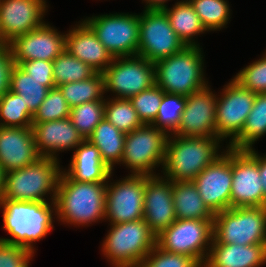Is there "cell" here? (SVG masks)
I'll return each mask as SVG.
<instances>
[{"instance_id":"obj_28","label":"cell","mask_w":266,"mask_h":267,"mask_svg":"<svg viewBox=\"0 0 266 267\" xmlns=\"http://www.w3.org/2000/svg\"><path fill=\"white\" fill-rule=\"evenodd\" d=\"M163 11L174 32L186 46H200L194 38L207 31L188 0H177L171 8L167 7Z\"/></svg>"},{"instance_id":"obj_48","label":"cell","mask_w":266,"mask_h":267,"mask_svg":"<svg viewBox=\"0 0 266 267\" xmlns=\"http://www.w3.org/2000/svg\"><path fill=\"white\" fill-rule=\"evenodd\" d=\"M4 44V42L1 40V37H0V45Z\"/></svg>"},{"instance_id":"obj_13","label":"cell","mask_w":266,"mask_h":267,"mask_svg":"<svg viewBox=\"0 0 266 267\" xmlns=\"http://www.w3.org/2000/svg\"><path fill=\"white\" fill-rule=\"evenodd\" d=\"M112 174L113 171L107 179L105 222L118 224L143 219L145 175L129 173L123 179L111 182Z\"/></svg>"},{"instance_id":"obj_14","label":"cell","mask_w":266,"mask_h":267,"mask_svg":"<svg viewBox=\"0 0 266 267\" xmlns=\"http://www.w3.org/2000/svg\"><path fill=\"white\" fill-rule=\"evenodd\" d=\"M217 96V138L222 142L229 138L230 144L241 132L252 110L256 93L241 86L234 79L223 86Z\"/></svg>"},{"instance_id":"obj_29","label":"cell","mask_w":266,"mask_h":267,"mask_svg":"<svg viewBox=\"0 0 266 267\" xmlns=\"http://www.w3.org/2000/svg\"><path fill=\"white\" fill-rule=\"evenodd\" d=\"M266 135V93L256 94L251 112L242 132L227 147L237 150L253 148L255 142Z\"/></svg>"},{"instance_id":"obj_21","label":"cell","mask_w":266,"mask_h":267,"mask_svg":"<svg viewBox=\"0 0 266 267\" xmlns=\"http://www.w3.org/2000/svg\"><path fill=\"white\" fill-rule=\"evenodd\" d=\"M31 128L40 157L59 160L58 152L71 149L74 151L85 140L69 117L61 120L32 123Z\"/></svg>"},{"instance_id":"obj_27","label":"cell","mask_w":266,"mask_h":267,"mask_svg":"<svg viewBox=\"0 0 266 267\" xmlns=\"http://www.w3.org/2000/svg\"><path fill=\"white\" fill-rule=\"evenodd\" d=\"M126 134L104 118L87 138L99 150L102 161L114 171L121 163Z\"/></svg>"},{"instance_id":"obj_34","label":"cell","mask_w":266,"mask_h":267,"mask_svg":"<svg viewBox=\"0 0 266 267\" xmlns=\"http://www.w3.org/2000/svg\"><path fill=\"white\" fill-rule=\"evenodd\" d=\"M33 114L20 95L8 90L0 98V127H32Z\"/></svg>"},{"instance_id":"obj_33","label":"cell","mask_w":266,"mask_h":267,"mask_svg":"<svg viewBox=\"0 0 266 267\" xmlns=\"http://www.w3.org/2000/svg\"><path fill=\"white\" fill-rule=\"evenodd\" d=\"M206 31H220L226 28L231 19L227 0H188Z\"/></svg>"},{"instance_id":"obj_23","label":"cell","mask_w":266,"mask_h":267,"mask_svg":"<svg viewBox=\"0 0 266 267\" xmlns=\"http://www.w3.org/2000/svg\"><path fill=\"white\" fill-rule=\"evenodd\" d=\"M65 49L85 62L96 72L102 73L113 61L112 55L96 37L92 29L81 19L66 32Z\"/></svg>"},{"instance_id":"obj_6","label":"cell","mask_w":266,"mask_h":267,"mask_svg":"<svg viewBox=\"0 0 266 267\" xmlns=\"http://www.w3.org/2000/svg\"><path fill=\"white\" fill-rule=\"evenodd\" d=\"M109 225L101 251L112 267H138L156 246V235L144 219Z\"/></svg>"},{"instance_id":"obj_39","label":"cell","mask_w":266,"mask_h":267,"mask_svg":"<svg viewBox=\"0 0 266 267\" xmlns=\"http://www.w3.org/2000/svg\"><path fill=\"white\" fill-rule=\"evenodd\" d=\"M164 93L165 92L155 84L151 88L143 90L129 99L143 124L149 125L155 121Z\"/></svg>"},{"instance_id":"obj_47","label":"cell","mask_w":266,"mask_h":267,"mask_svg":"<svg viewBox=\"0 0 266 267\" xmlns=\"http://www.w3.org/2000/svg\"><path fill=\"white\" fill-rule=\"evenodd\" d=\"M4 176H5V172L0 166V201L2 199V194H3Z\"/></svg>"},{"instance_id":"obj_45","label":"cell","mask_w":266,"mask_h":267,"mask_svg":"<svg viewBox=\"0 0 266 267\" xmlns=\"http://www.w3.org/2000/svg\"><path fill=\"white\" fill-rule=\"evenodd\" d=\"M259 173L260 180L263 185L264 207H266V155L259 154Z\"/></svg>"},{"instance_id":"obj_36","label":"cell","mask_w":266,"mask_h":267,"mask_svg":"<svg viewBox=\"0 0 266 267\" xmlns=\"http://www.w3.org/2000/svg\"><path fill=\"white\" fill-rule=\"evenodd\" d=\"M105 99L85 102L71 108L69 118L78 132L87 139L104 119Z\"/></svg>"},{"instance_id":"obj_30","label":"cell","mask_w":266,"mask_h":267,"mask_svg":"<svg viewBox=\"0 0 266 267\" xmlns=\"http://www.w3.org/2000/svg\"><path fill=\"white\" fill-rule=\"evenodd\" d=\"M49 90L48 87L41 84V81L32 78L18 64L13 66L10 73V91L21 96L33 115L45 100Z\"/></svg>"},{"instance_id":"obj_24","label":"cell","mask_w":266,"mask_h":267,"mask_svg":"<svg viewBox=\"0 0 266 267\" xmlns=\"http://www.w3.org/2000/svg\"><path fill=\"white\" fill-rule=\"evenodd\" d=\"M266 263V244L237 245L212 240L202 267H260Z\"/></svg>"},{"instance_id":"obj_31","label":"cell","mask_w":266,"mask_h":267,"mask_svg":"<svg viewBox=\"0 0 266 267\" xmlns=\"http://www.w3.org/2000/svg\"><path fill=\"white\" fill-rule=\"evenodd\" d=\"M66 102L73 108L85 102L106 99L104 76L96 72L92 77L83 81L70 82L58 86Z\"/></svg>"},{"instance_id":"obj_43","label":"cell","mask_w":266,"mask_h":267,"mask_svg":"<svg viewBox=\"0 0 266 267\" xmlns=\"http://www.w3.org/2000/svg\"><path fill=\"white\" fill-rule=\"evenodd\" d=\"M32 78L49 89L56 88L53 78V61L30 60L18 64Z\"/></svg>"},{"instance_id":"obj_8","label":"cell","mask_w":266,"mask_h":267,"mask_svg":"<svg viewBox=\"0 0 266 267\" xmlns=\"http://www.w3.org/2000/svg\"><path fill=\"white\" fill-rule=\"evenodd\" d=\"M167 138L164 130L151 124L128 132L120 164L132 175H156V167L164 165Z\"/></svg>"},{"instance_id":"obj_26","label":"cell","mask_w":266,"mask_h":267,"mask_svg":"<svg viewBox=\"0 0 266 267\" xmlns=\"http://www.w3.org/2000/svg\"><path fill=\"white\" fill-rule=\"evenodd\" d=\"M172 195L176 219H214L193 181H172Z\"/></svg>"},{"instance_id":"obj_11","label":"cell","mask_w":266,"mask_h":267,"mask_svg":"<svg viewBox=\"0 0 266 267\" xmlns=\"http://www.w3.org/2000/svg\"><path fill=\"white\" fill-rule=\"evenodd\" d=\"M102 74L112 98L130 99L156 84L155 64L141 56L116 57Z\"/></svg>"},{"instance_id":"obj_4","label":"cell","mask_w":266,"mask_h":267,"mask_svg":"<svg viewBox=\"0 0 266 267\" xmlns=\"http://www.w3.org/2000/svg\"><path fill=\"white\" fill-rule=\"evenodd\" d=\"M61 172L60 161L50 157H40L24 168L6 172L2 199L55 202ZM49 194L50 200L47 197Z\"/></svg>"},{"instance_id":"obj_17","label":"cell","mask_w":266,"mask_h":267,"mask_svg":"<svg viewBox=\"0 0 266 267\" xmlns=\"http://www.w3.org/2000/svg\"><path fill=\"white\" fill-rule=\"evenodd\" d=\"M207 85L186 97L178 128L172 133L184 137H217V94Z\"/></svg>"},{"instance_id":"obj_25","label":"cell","mask_w":266,"mask_h":267,"mask_svg":"<svg viewBox=\"0 0 266 267\" xmlns=\"http://www.w3.org/2000/svg\"><path fill=\"white\" fill-rule=\"evenodd\" d=\"M72 153L68 169L62 168L69 178L79 182H107L112 170L102 161L99 150L89 140L85 139Z\"/></svg>"},{"instance_id":"obj_38","label":"cell","mask_w":266,"mask_h":267,"mask_svg":"<svg viewBox=\"0 0 266 267\" xmlns=\"http://www.w3.org/2000/svg\"><path fill=\"white\" fill-rule=\"evenodd\" d=\"M71 108L58 87L48 91L45 100L34 113L32 123L61 120L68 118Z\"/></svg>"},{"instance_id":"obj_37","label":"cell","mask_w":266,"mask_h":267,"mask_svg":"<svg viewBox=\"0 0 266 267\" xmlns=\"http://www.w3.org/2000/svg\"><path fill=\"white\" fill-rule=\"evenodd\" d=\"M185 105V96L164 93L157 117L151 125L164 130L168 135L172 134L178 128Z\"/></svg>"},{"instance_id":"obj_41","label":"cell","mask_w":266,"mask_h":267,"mask_svg":"<svg viewBox=\"0 0 266 267\" xmlns=\"http://www.w3.org/2000/svg\"><path fill=\"white\" fill-rule=\"evenodd\" d=\"M138 267H201L192 257L167 252L157 244Z\"/></svg>"},{"instance_id":"obj_1","label":"cell","mask_w":266,"mask_h":267,"mask_svg":"<svg viewBox=\"0 0 266 267\" xmlns=\"http://www.w3.org/2000/svg\"><path fill=\"white\" fill-rule=\"evenodd\" d=\"M106 188L107 182H79L62 171L55 197L57 221L75 227L104 221Z\"/></svg>"},{"instance_id":"obj_22","label":"cell","mask_w":266,"mask_h":267,"mask_svg":"<svg viewBox=\"0 0 266 267\" xmlns=\"http://www.w3.org/2000/svg\"><path fill=\"white\" fill-rule=\"evenodd\" d=\"M38 158L31 127H0V166L5 173L24 168Z\"/></svg>"},{"instance_id":"obj_16","label":"cell","mask_w":266,"mask_h":267,"mask_svg":"<svg viewBox=\"0 0 266 267\" xmlns=\"http://www.w3.org/2000/svg\"><path fill=\"white\" fill-rule=\"evenodd\" d=\"M224 152L193 180L204 203L215 214L231 208L232 148Z\"/></svg>"},{"instance_id":"obj_46","label":"cell","mask_w":266,"mask_h":267,"mask_svg":"<svg viewBox=\"0 0 266 267\" xmlns=\"http://www.w3.org/2000/svg\"><path fill=\"white\" fill-rule=\"evenodd\" d=\"M145 3L144 10H157V11H163L166 9L167 2L171 0H143Z\"/></svg>"},{"instance_id":"obj_40","label":"cell","mask_w":266,"mask_h":267,"mask_svg":"<svg viewBox=\"0 0 266 267\" xmlns=\"http://www.w3.org/2000/svg\"><path fill=\"white\" fill-rule=\"evenodd\" d=\"M233 79L253 93H266V51L260 59L241 69Z\"/></svg>"},{"instance_id":"obj_44","label":"cell","mask_w":266,"mask_h":267,"mask_svg":"<svg viewBox=\"0 0 266 267\" xmlns=\"http://www.w3.org/2000/svg\"><path fill=\"white\" fill-rule=\"evenodd\" d=\"M14 65L9 45H0V98L10 90V73Z\"/></svg>"},{"instance_id":"obj_35","label":"cell","mask_w":266,"mask_h":267,"mask_svg":"<svg viewBox=\"0 0 266 267\" xmlns=\"http://www.w3.org/2000/svg\"><path fill=\"white\" fill-rule=\"evenodd\" d=\"M106 98L104 118L121 132L127 134L144 125L129 99Z\"/></svg>"},{"instance_id":"obj_32","label":"cell","mask_w":266,"mask_h":267,"mask_svg":"<svg viewBox=\"0 0 266 267\" xmlns=\"http://www.w3.org/2000/svg\"><path fill=\"white\" fill-rule=\"evenodd\" d=\"M95 73L94 69L71 55L66 49L53 60V78L56 87L89 79Z\"/></svg>"},{"instance_id":"obj_9","label":"cell","mask_w":266,"mask_h":267,"mask_svg":"<svg viewBox=\"0 0 266 267\" xmlns=\"http://www.w3.org/2000/svg\"><path fill=\"white\" fill-rule=\"evenodd\" d=\"M213 240V219H176L156 236V244L167 252L192 257L203 266Z\"/></svg>"},{"instance_id":"obj_7","label":"cell","mask_w":266,"mask_h":267,"mask_svg":"<svg viewBox=\"0 0 266 267\" xmlns=\"http://www.w3.org/2000/svg\"><path fill=\"white\" fill-rule=\"evenodd\" d=\"M213 240L237 245L266 244V207H235L215 213Z\"/></svg>"},{"instance_id":"obj_2","label":"cell","mask_w":266,"mask_h":267,"mask_svg":"<svg viewBox=\"0 0 266 267\" xmlns=\"http://www.w3.org/2000/svg\"><path fill=\"white\" fill-rule=\"evenodd\" d=\"M3 227L11 237L1 241L36 252L34 242L43 240L54 229L55 202H29L1 199ZM55 216V217H53Z\"/></svg>"},{"instance_id":"obj_5","label":"cell","mask_w":266,"mask_h":267,"mask_svg":"<svg viewBox=\"0 0 266 267\" xmlns=\"http://www.w3.org/2000/svg\"><path fill=\"white\" fill-rule=\"evenodd\" d=\"M200 47L186 46L180 52L154 63L156 84L165 93L187 97L208 85L204 73V53Z\"/></svg>"},{"instance_id":"obj_42","label":"cell","mask_w":266,"mask_h":267,"mask_svg":"<svg viewBox=\"0 0 266 267\" xmlns=\"http://www.w3.org/2000/svg\"><path fill=\"white\" fill-rule=\"evenodd\" d=\"M35 253L0 240V267H29Z\"/></svg>"},{"instance_id":"obj_20","label":"cell","mask_w":266,"mask_h":267,"mask_svg":"<svg viewBox=\"0 0 266 267\" xmlns=\"http://www.w3.org/2000/svg\"><path fill=\"white\" fill-rule=\"evenodd\" d=\"M143 219L150 230L158 236L175 220L172 181L160 173L145 175Z\"/></svg>"},{"instance_id":"obj_18","label":"cell","mask_w":266,"mask_h":267,"mask_svg":"<svg viewBox=\"0 0 266 267\" xmlns=\"http://www.w3.org/2000/svg\"><path fill=\"white\" fill-rule=\"evenodd\" d=\"M14 64L30 60L53 61L66 46V33L49 23L16 37L9 44Z\"/></svg>"},{"instance_id":"obj_10","label":"cell","mask_w":266,"mask_h":267,"mask_svg":"<svg viewBox=\"0 0 266 267\" xmlns=\"http://www.w3.org/2000/svg\"><path fill=\"white\" fill-rule=\"evenodd\" d=\"M113 58L137 56L139 49V15L109 13L82 19Z\"/></svg>"},{"instance_id":"obj_15","label":"cell","mask_w":266,"mask_h":267,"mask_svg":"<svg viewBox=\"0 0 266 267\" xmlns=\"http://www.w3.org/2000/svg\"><path fill=\"white\" fill-rule=\"evenodd\" d=\"M264 207L263 185L259 173V154L255 148L232 149L231 208Z\"/></svg>"},{"instance_id":"obj_3","label":"cell","mask_w":266,"mask_h":267,"mask_svg":"<svg viewBox=\"0 0 266 267\" xmlns=\"http://www.w3.org/2000/svg\"><path fill=\"white\" fill-rule=\"evenodd\" d=\"M217 137H184L169 134L162 174L171 181H193L223 151ZM221 152V153H220Z\"/></svg>"},{"instance_id":"obj_12","label":"cell","mask_w":266,"mask_h":267,"mask_svg":"<svg viewBox=\"0 0 266 267\" xmlns=\"http://www.w3.org/2000/svg\"><path fill=\"white\" fill-rule=\"evenodd\" d=\"M137 56L156 63L183 50L186 45L174 32L164 11L143 10L139 14Z\"/></svg>"},{"instance_id":"obj_19","label":"cell","mask_w":266,"mask_h":267,"mask_svg":"<svg viewBox=\"0 0 266 267\" xmlns=\"http://www.w3.org/2000/svg\"><path fill=\"white\" fill-rule=\"evenodd\" d=\"M46 0H0V37L9 44L16 37L40 27L48 12Z\"/></svg>"}]
</instances>
